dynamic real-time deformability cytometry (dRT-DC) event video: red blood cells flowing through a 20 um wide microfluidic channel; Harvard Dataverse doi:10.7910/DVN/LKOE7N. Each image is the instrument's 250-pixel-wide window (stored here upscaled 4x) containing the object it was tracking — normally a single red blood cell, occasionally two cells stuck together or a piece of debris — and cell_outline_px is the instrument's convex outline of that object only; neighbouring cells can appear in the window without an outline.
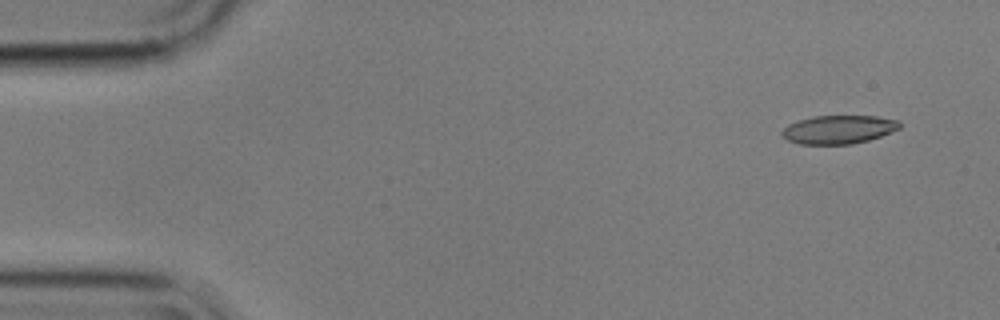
{"species": "common noctule bat (a hibernating species)", "species_latin": "Nyctalus noctula", "temperature_condition": "cold", "stored_images_in_passage": 5, "camera_frame_rate_fps": 3000, "um_per_image_px": 0.085, "animal": {"sex": "male", "body_mass_g": 17.9}, "frame": {"image": 1, "passage_image": 1, "time_ms": 0.0, "image_size_px": [1000, 320], "cell_outline_px": [[900, 128], [880, 136], [868, 140], [852, 144], [800, 144], [788, 140], [780, 132], [788, 124], [796, 120], [812, 116], [876, 116], [900, 120]], "centroid_in_image_um": [71.27, 11.0], "position_along_channel_um": 13.7, "area_um2": 19.54}}
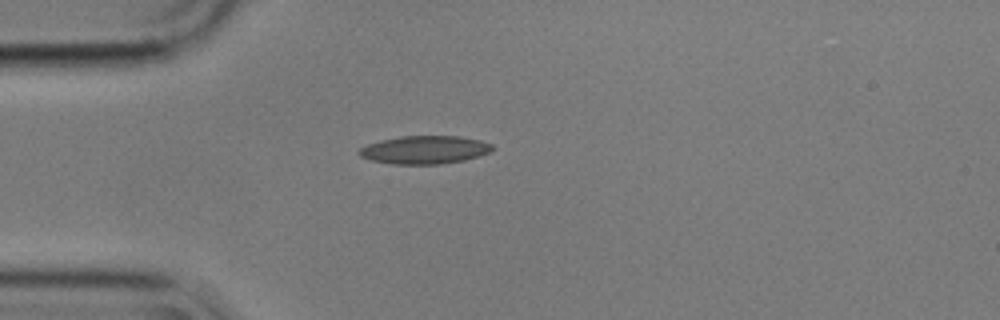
{"frame": {"image": 2, "passage_image": 4, "time_ms": 1.0, "image_size_px": [1000, 320], "cell_outline_px": [[496, 148], [488, 152], [464, 160], [440, 164], [392, 164], [372, 160], [360, 156], [356, 152], [360, 148], [368, 144], [380, 140], [400, 136], [460, 136], [480, 140], [492, 144]], "centroid_in_image_um": [36.08, 12.73], "position_along_channel_um": 48.9, "area_um2": 21.79}}